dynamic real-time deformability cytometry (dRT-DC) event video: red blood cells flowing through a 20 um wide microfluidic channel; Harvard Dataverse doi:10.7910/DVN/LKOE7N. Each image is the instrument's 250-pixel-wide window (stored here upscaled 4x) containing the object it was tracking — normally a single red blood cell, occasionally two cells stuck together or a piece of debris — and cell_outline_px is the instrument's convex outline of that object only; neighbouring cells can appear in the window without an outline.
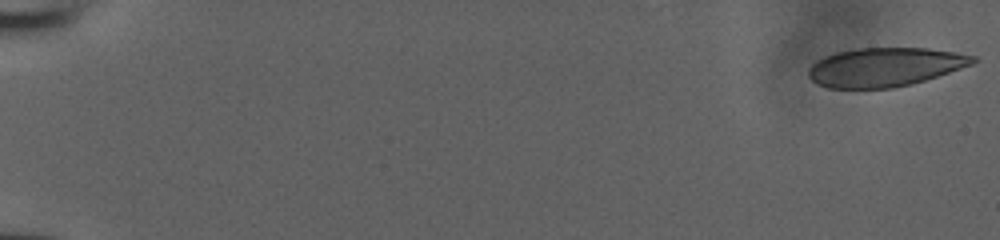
{"species": "human", "species_latin": "Homo sapiens", "temperature_condition": "room temperature", "stored_images_in_passage": 52, "camera_frame_rate_fps": 3000, "um_per_image_px": 0.085, "donor": {"sex": "male"}, "frame": {"image": 1, "passage_image": 1, "time_ms": 0.0, "image_size_px": [1000, 240], "cell_outline_px": [[980, 60], [972, 64], [912, 84], [892, 88], [828, 88], [816, 84], [808, 76], [808, 68], [816, 60], [824, 56], [836, 52], [856, 48], [928, 48], [956, 52], [976, 56]], "centroid_in_image_um": [75.19, 5.69], "position_along_channel_um": 9.8, "area_um2": 37.34}}
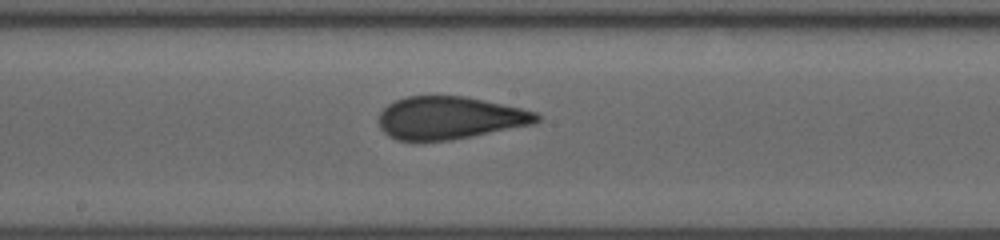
{"frame": {"image": 2, "passage_image": 30, "time_ms": 9.667, "image_size_px": [1000, 240], "cell_outline_px": [[540, 120], [532, 124], [452, 140], [396, 140], [388, 136], [380, 128], [380, 112], [388, 104], [396, 100], [408, 96], [468, 96], [520, 108], [536, 112], [540, 116]], "centroid_in_image_um": [38.22, 10.01], "position_along_channel_um": 210.0, "area_um2": 39.02}}
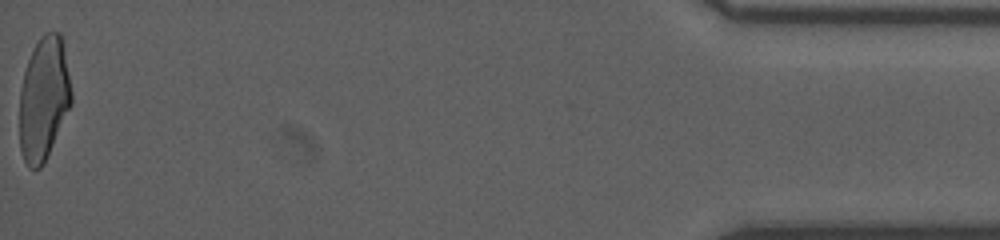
{"frame": {"image": 3, "passage_image": 52, "time_ms": 17.0, "image_size_px": [1000, 240], "cell_outline_px": [[72, 104], [44, 164], [40, 168], [28, 168], [24, 160], [20, 148], [20, 88], [24, 72], [32, 48], [40, 36], [44, 32], [60, 32], [64, 40], [72, 92]], "centroid_in_image_um": [3.74, 8.35], "position_along_channel_um": 431.5, "area_um2": 37.92}}